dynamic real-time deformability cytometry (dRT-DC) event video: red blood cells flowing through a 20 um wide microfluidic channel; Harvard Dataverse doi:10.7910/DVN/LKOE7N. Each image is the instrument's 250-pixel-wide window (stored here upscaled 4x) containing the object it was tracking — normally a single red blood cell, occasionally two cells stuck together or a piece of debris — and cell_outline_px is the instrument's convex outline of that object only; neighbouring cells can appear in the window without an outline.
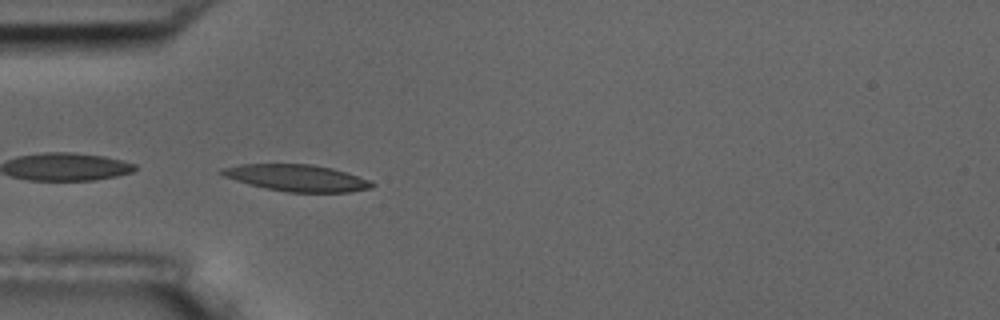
{"species": "common noctule bat (a hibernating species)", "species_latin": "Nyctalus noctula", "temperature_condition": "room temperature", "stored_images_in_passage": 30, "camera_frame_rate_fps": 3000, "um_per_image_px": 0.085, "animal": {"sex": "male", "body_mass_g": 17.5, "forearm_length_mm": 52.3}, "frame": {"image": 1, "passage_image": 1, "time_ms": 0.0, "image_size_px": [1000, 320], "cell_outline_px": [[376, 184], [372, 188], [348, 192], [288, 192], [264, 188], [248, 184], [224, 176], [216, 172], [220, 168], [240, 164], [312, 164], [332, 168], [368, 180]], "centroid_in_image_um": [25.17, 15.12], "position_along_channel_um": 59.8, "area_um2": 23.29}}
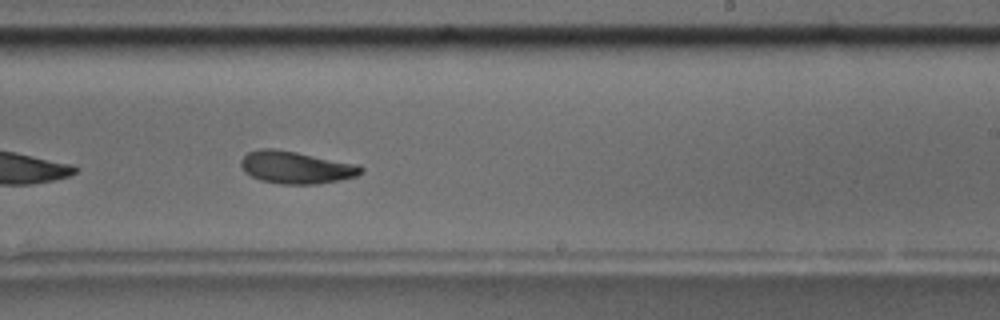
{"frame": {"image": 2, "passage_image": 18, "time_ms": 5.667, "image_size_px": [1000, 320], "cell_outline_px": [[364, 172], [356, 176], [340, 180], [316, 184], [280, 184], [260, 180], [244, 172], [240, 164], [240, 160], [248, 152], [260, 148], [272, 148], [296, 152], [360, 164], [364, 168]], "centroid_in_image_um": [25.18, 14.23], "position_along_channel_um": 263.8, "area_um2": 22.83}, "authors_computed_cell_mechanics": {"area_um2": 22.1952, "velocity_mm_per_s": 3.6711, "shape_relaxation_time_tau1_ms": 2.8487, "shape_relaxation_time_tau2_ms": 2.8393, "deformation_change_tau1": 0.1451, "deformation_change_tau2": 0.0948}}